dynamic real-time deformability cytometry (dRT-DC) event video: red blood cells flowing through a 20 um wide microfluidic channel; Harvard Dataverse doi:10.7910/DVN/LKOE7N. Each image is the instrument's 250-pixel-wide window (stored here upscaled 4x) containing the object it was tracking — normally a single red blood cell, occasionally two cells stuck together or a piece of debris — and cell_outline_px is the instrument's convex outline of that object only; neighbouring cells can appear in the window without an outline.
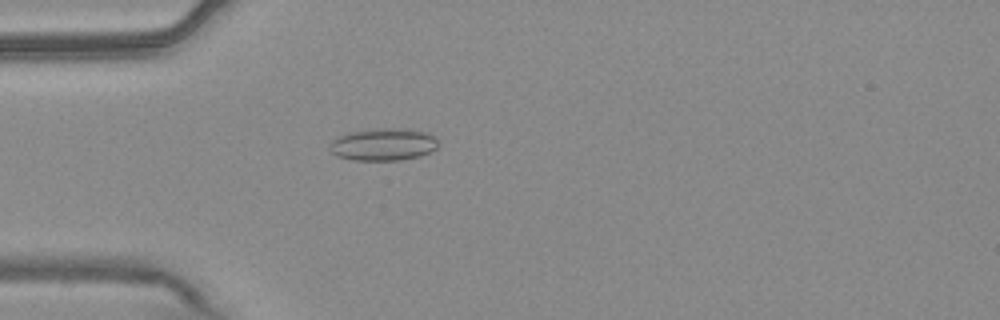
{"species": "common noctule bat (a hibernating species)", "species_latin": "Nyctalus noctula", "temperature_condition": "warm", "stored_images_in_passage": 1, "camera_frame_rate_fps": 3000, "um_per_image_px": 0.085, "animal": {"sex": "male", "body_mass_g": 20.4}, "frame": {"image": 1, "passage_image": 1, "time_ms": 0.0, "image_size_px": [1000, 320], "cell_outline_px": [[436, 148], [420, 156], [400, 160], [352, 160], [336, 156], [328, 148], [332, 140], [348, 132], [376, 128], [408, 128], [428, 132], [436, 140]], "centroid_in_image_um": [32.55, 12.27], "position_along_channel_um": 52.4, "area_um2": 20.52}}